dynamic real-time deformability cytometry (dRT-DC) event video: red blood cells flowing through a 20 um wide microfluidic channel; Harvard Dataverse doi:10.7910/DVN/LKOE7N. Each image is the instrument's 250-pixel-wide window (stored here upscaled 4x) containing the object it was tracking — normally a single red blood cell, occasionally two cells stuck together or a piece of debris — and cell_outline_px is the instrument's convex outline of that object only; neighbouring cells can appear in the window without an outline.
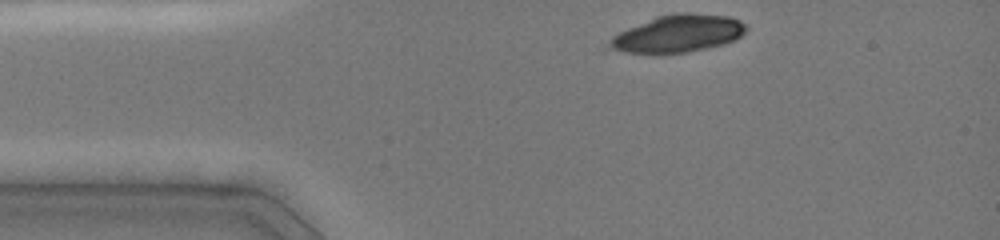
{"species": "common noctule bat (a hibernating species)", "species_latin": "Nyctalus noctula", "temperature_condition": "cold", "stored_images_in_passage": 6, "camera_frame_rate_fps": 3000, "um_per_image_px": 0.085, "animal": {"sex": "female", "body_mass_g": 19.0, "forearm_length_mm": 51.5}, "frame": {"image": 1, "passage_image": 1, "time_ms": 0.0, "image_size_px": [1000, 240], "cell_outline_px": [[748, 28], [736, 40], [724, 44], [688, 52], [660, 56], [652, 56], [600, 52], [600, 48], [612, 36], [628, 28], [656, 16], [676, 12], [688, 12], [728, 16], [740, 20]], "centroid_in_image_um": [57.4, 2.94], "position_along_channel_um": 27.6, "area_um2": 31.67}}